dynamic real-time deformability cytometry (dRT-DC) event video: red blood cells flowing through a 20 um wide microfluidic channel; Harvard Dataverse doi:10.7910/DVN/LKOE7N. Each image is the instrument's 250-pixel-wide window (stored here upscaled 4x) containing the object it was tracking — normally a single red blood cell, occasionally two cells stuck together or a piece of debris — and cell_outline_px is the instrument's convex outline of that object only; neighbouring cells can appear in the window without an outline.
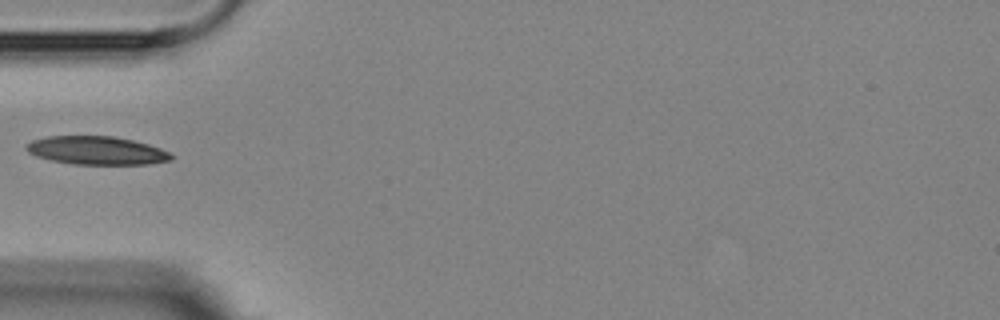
{"species": "Egyptian fruit bat (a non-hibernating species)", "species_latin": "Rousettus aegyptiacus", "temperature_condition": "room temperature", "stored_images_in_passage": 6, "camera_frame_rate_fps": 3000, "um_per_image_px": 0.085, "animal": {"sex": "female"}, "frame": {"image": 1, "passage_image": 5, "time_ms": 4.667, "image_size_px": [1000, 320], "cell_outline_px": [[172, 160], [148, 164], [72, 164], [52, 160], [36, 156], [28, 152], [24, 148], [32, 140], [48, 136], [112, 136], [132, 140], [148, 144], [160, 148], [168, 152], [172, 156]], "centroid_in_image_um": [8.2, 12.79], "position_along_channel_um": 76.8, "area_um2": 23.76}}
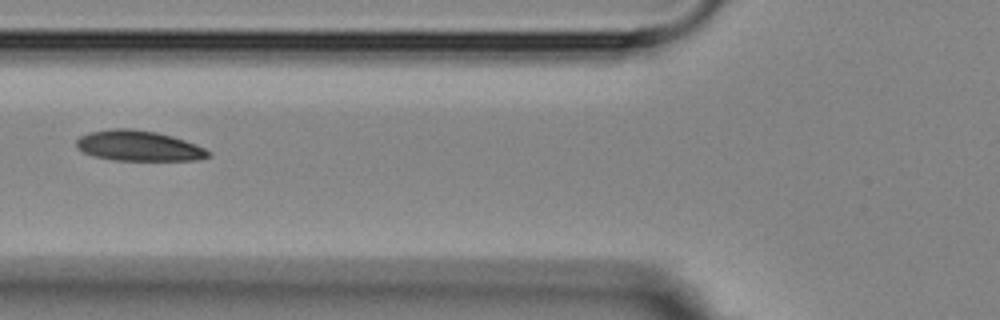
{"frame": {"image": 2, "passage_image": 6, "time_ms": 5.667, "image_size_px": [1000, 320], "cell_outline_px": [[212, 156], [196, 160], [112, 160], [96, 156], [84, 152], [76, 148], [76, 140], [80, 136], [88, 132], [112, 128], [132, 128], [156, 132], [172, 136], [184, 140], [204, 148], [212, 152]], "centroid_in_image_um": [11.78, 12.39], "position_along_channel_um": 114.0, "area_um2": 23.41}}